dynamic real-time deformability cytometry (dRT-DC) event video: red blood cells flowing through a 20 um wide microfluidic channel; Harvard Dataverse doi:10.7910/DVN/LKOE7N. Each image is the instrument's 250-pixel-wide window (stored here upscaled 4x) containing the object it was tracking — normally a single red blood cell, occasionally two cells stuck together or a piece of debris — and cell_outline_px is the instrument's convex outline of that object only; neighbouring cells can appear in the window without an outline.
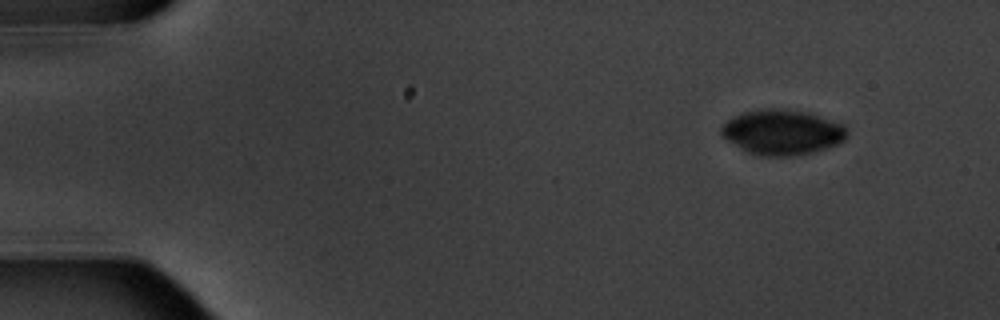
{"species": "common noctule bat (a hibernating species)", "species_latin": "Nyctalus noctula", "temperature_condition": "warm", "stored_images_in_passage": 4, "camera_frame_rate_fps": 3000, "um_per_image_px": 0.085, "animal": {"sex": "male", "body_mass_g": 20.1, "forearm_length_mm": 53.5}, "frame": {"image": 1, "passage_image": 1, "time_ms": 0.0, "image_size_px": [1000, 320], "cell_outline_px": [[848, 136], [840, 144], [828, 148], [812, 152], [788, 156], [760, 156], [748, 152], [740, 148], [720, 136], [720, 128], [728, 120], [744, 112], [764, 108], [772, 108], [808, 112], [844, 124], [848, 128]], "centroid_in_image_um": [66.52, 11.24], "position_along_channel_um": 18.5, "area_um2": 33.23}}